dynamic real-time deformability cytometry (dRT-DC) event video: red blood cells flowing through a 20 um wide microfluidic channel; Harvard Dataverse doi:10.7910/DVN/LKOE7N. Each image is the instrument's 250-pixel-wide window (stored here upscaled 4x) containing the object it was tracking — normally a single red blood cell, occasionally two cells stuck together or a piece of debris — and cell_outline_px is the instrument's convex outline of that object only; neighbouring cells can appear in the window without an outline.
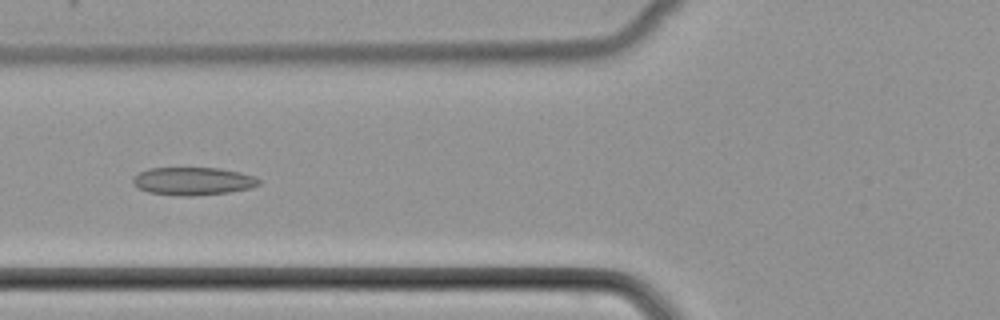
{"species": "common noctule bat (a hibernating species)", "species_latin": "Nyctalus noctula", "temperature_condition": "cold", "stored_images_in_passage": 49, "camera_frame_rate_fps": 3000, "um_per_image_px": 0.085, "animal": {"sex": "female", "body_mass_g": 22.7, "forearm_length_mm": 54.2}, "frame": {"image": 1, "passage_image": 18, "time_ms": 5.667, "image_size_px": [1000, 320], "cell_outline_px": [[260, 184], [252, 188], [228, 192], [192, 196], [180, 196], [148, 192], [132, 184], [132, 176], [148, 168], [220, 168], [240, 172], [252, 176], [260, 180]], "centroid_in_image_um": [16.38, 15.39], "position_along_channel_um": 109.4, "area_um2": 20.52}}
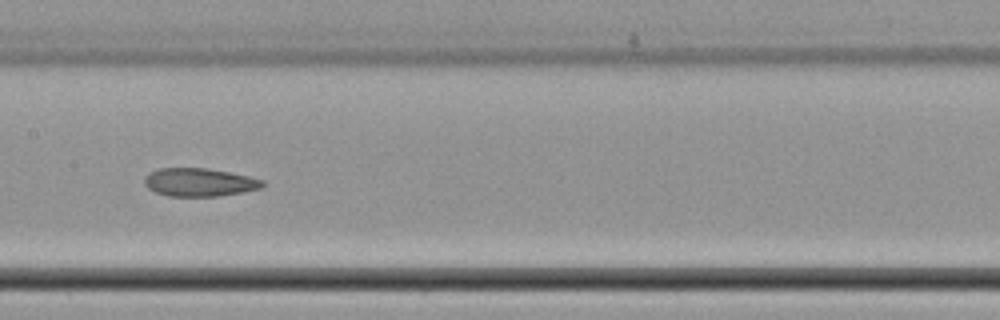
{"frame": {"image": 2, "passage_image": 24, "time_ms": 7.667, "image_size_px": [1000, 320], "cell_outline_px": [[264, 188], [220, 196], [168, 196], [156, 192], [148, 188], [144, 184], [144, 176], [148, 172], [160, 168], [208, 168], [248, 176], [264, 180]], "centroid_in_image_um": [16.94, 15.49], "position_along_channel_um": 190.5, "area_um2": 19.54}}
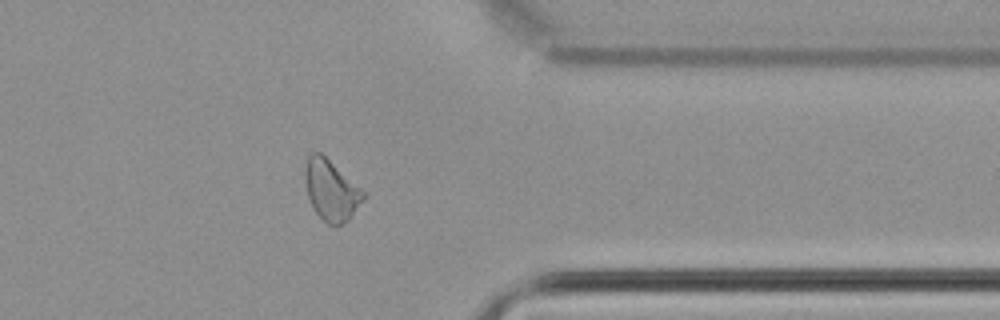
{"frame": {"image": 3, "passage_image": 39, "time_ms": 12.667, "image_size_px": [1000, 320], "cell_outline_px": [[368, 196], [348, 220], [344, 224], [328, 224], [312, 208], [308, 196], [304, 176], [304, 164], [308, 156], [312, 152], [320, 152], [368, 192]], "centroid_in_image_um": [28.19, 16.15], "position_along_channel_um": 383.2, "area_um2": 21.04}}